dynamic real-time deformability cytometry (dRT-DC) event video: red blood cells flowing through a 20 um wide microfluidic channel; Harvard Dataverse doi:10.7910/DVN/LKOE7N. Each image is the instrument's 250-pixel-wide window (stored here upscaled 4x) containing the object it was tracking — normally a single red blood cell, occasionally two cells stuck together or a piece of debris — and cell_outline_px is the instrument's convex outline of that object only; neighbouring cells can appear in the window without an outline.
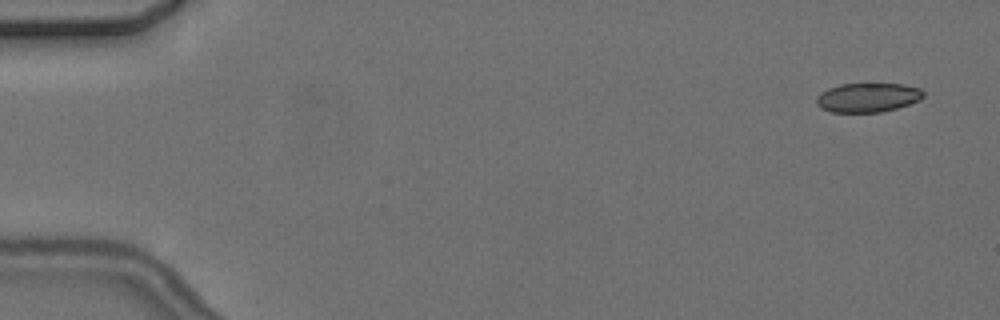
{"species": "common noctule bat (a hibernating species)", "species_latin": "Nyctalus noctula", "temperature_condition": "cold", "stored_images_in_passage": 5, "segment_of_instrument_passage": [2, 2], "camera_frame_rate_fps": 3000, "um_per_image_px": 0.085, "animal": {"sex": "female", "body_mass_g": 24.6, "forearm_length_mm": 56.2}, "frame": {"image": 1, "passage_image": 5, "time_ms": 5.667, "image_size_px": [1000, 320], "cell_outline_px": [[924, 96], [920, 100], [896, 108], [880, 112], [832, 112], [820, 108], [816, 104], [816, 96], [820, 92], [828, 88], [840, 84], [904, 84], [920, 88], [924, 92]], "centroid_in_image_um": [73.74, 8.28], "position_along_channel_um": 11.3, "area_um2": 18.26}}